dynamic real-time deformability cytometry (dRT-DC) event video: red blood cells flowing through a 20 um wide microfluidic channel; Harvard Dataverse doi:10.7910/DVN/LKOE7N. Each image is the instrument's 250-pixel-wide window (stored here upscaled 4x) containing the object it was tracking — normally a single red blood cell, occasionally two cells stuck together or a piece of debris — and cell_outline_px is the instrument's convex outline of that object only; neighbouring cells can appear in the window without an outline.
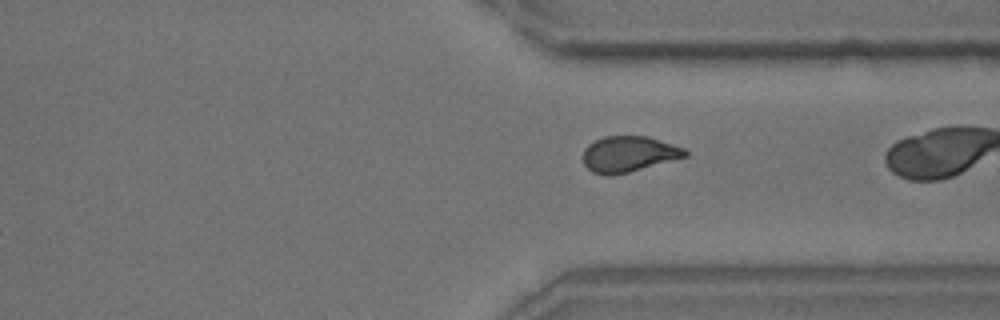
{"species": "common noctule bat (a hibernating species)", "species_latin": "Nyctalus noctula", "temperature_condition": "room temperature", "stored_images_in_passage": 41, "camera_frame_rate_fps": 3000, "um_per_image_px": 0.085, "animal": {"sex": "male", "body_mass_g": 18.8}, "frame": {"image": 1, "passage_image": 39, "time_ms": 12.667, "image_size_px": [1000, 320], "cell_outline_px": [[688, 156], [628, 172], [612, 176], [608, 176], [592, 172], [584, 164], [584, 148], [588, 144], [604, 136], [648, 136], [684, 148], [688, 152]], "centroid_in_image_um": [53.43, 13.09], "position_along_channel_um": 358.0, "area_um2": 21.21}}